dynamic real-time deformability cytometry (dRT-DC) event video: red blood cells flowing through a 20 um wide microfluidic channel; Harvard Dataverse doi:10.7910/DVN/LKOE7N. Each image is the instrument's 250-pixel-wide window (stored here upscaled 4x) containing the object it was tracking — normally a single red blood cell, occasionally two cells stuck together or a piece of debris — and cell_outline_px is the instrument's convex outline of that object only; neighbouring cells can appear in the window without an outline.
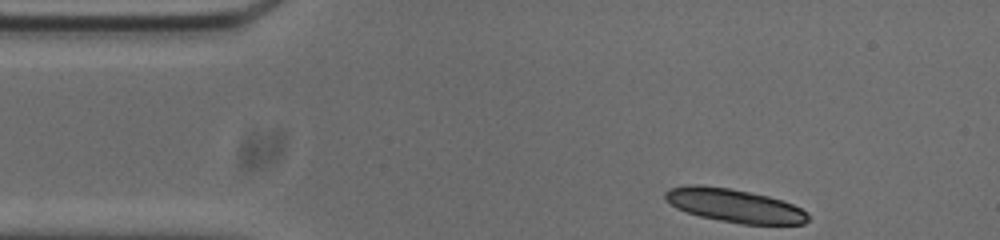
{"species": "common noctule bat (a hibernating species)", "species_latin": "Nyctalus noctula", "temperature_condition": "cold", "stored_images_in_passage": 16, "segment_of_instrument_passage": [1, 2], "camera_frame_rate_fps": 3000, "um_per_image_px": 0.085, "animal": {"sex": "male", "body_mass_g": 20.0, "forearm_length_mm": 53.3}, "frame": {"image": 1, "passage_image": 1, "time_ms": 0.0, "image_size_px": [1000, 240], "cell_outline_px": [[808, 220], [804, 224], [740, 224], [700, 216], [676, 208], [664, 200], [664, 192], [668, 188], [688, 184], [700, 184], [728, 188], [768, 196], [792, 204], [800, 208], [808, 216]], "centroid_in_image_um": [62.34, 17.46], "position_along_channel_um": 22.7, "area_um2": 27.74}}